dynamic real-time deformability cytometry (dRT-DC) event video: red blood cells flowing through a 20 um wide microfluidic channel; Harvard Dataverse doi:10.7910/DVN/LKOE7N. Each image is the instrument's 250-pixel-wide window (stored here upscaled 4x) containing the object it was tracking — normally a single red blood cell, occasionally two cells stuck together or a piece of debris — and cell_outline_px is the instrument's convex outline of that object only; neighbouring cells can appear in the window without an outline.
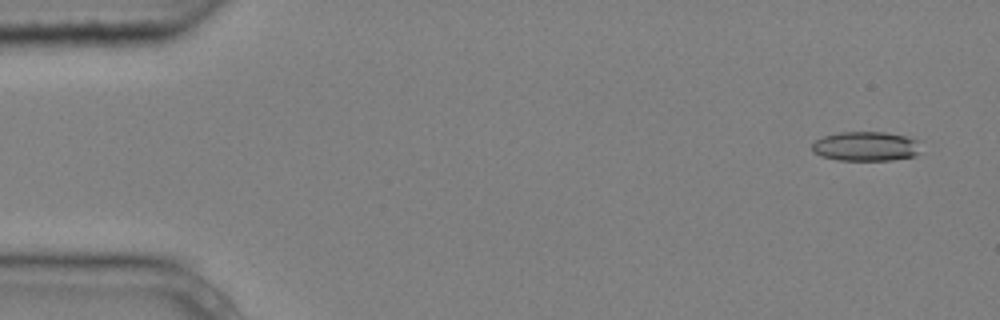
{"species": "common noctule bat (a hibernating species)", "species_latin": "Nyctalus noctula", "temperature_condition": "cold", "stored_images_in_passage": 7, "camera_frame_rate_fps": 3000, "um_per_image_px": 0.085, "animal": {"sex": "male", "body_mass_g": 20.4}, "frame": {"image": 1, "passage_image": 1, "time_ms": 0.0, "image_size_px": [1000, 320], "cell_outline_px": [[924, 152], [916, 156], [892, 160], [836, 160], [820, 156], [812, 152], [812, 144], [816, 140], [824, 136], [840, 132], [884, 132], [924, 140]], "centroid_in_image_um": [73.73, 12.44], "position_along_channel_um": 11.3, "area_um2": 19.36}}
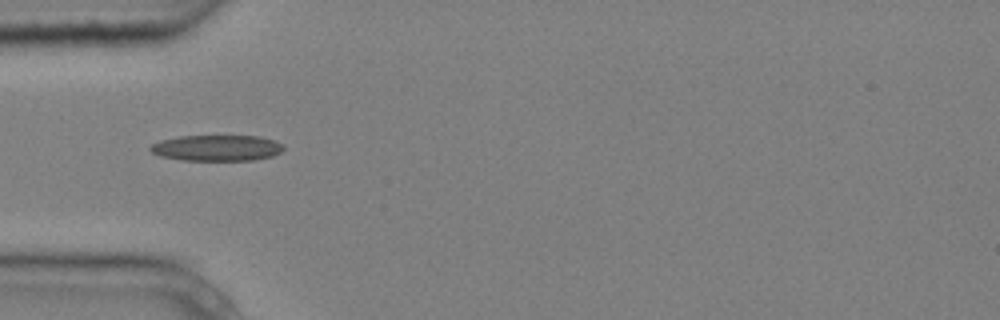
{"frame": {"image": 2, "passage_image": 5, "time_ms": 1.333, "image_size_px": [1000, 320], "cell_outline_px": [[284, 148], [280, 152], [272, 156], [252, 160], [184, 160], [160, 156], [152, 152], [148, 148], [152, 144], [160, 140], [180, 136], [260, 136], [284, 144]], "centroid_in_image_um": [18.42, 12.57], "position_along_channel_um": 66.6, "area_um2": 20.06}}
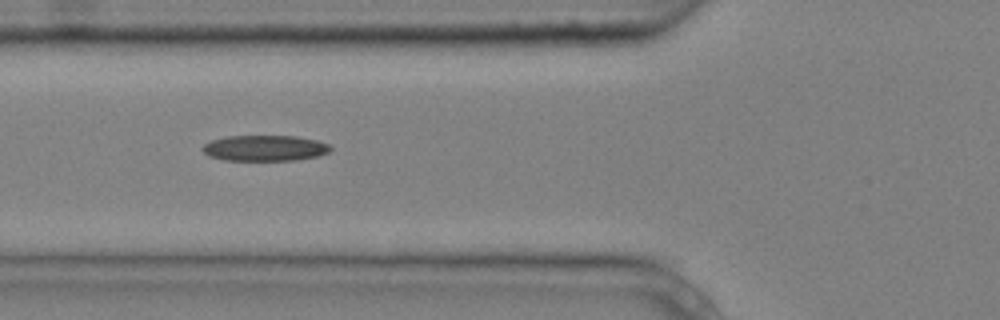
{"frame": {"image": 3, "passage_image": 6, "time_ms": 1.667, "image_size_px": [1000, 320], "cell_outline_px": [[332, 148], [328, 152], [320, 156], [296, 160], [224, 160], [208, 156], [200, 148], [204, 144], [212, 140], [228, 136], [296, 136], [316, 140], [328, 144]], "centroid_in_image_um": [22.5, 12.59], "position_along_channel_um": 103.3, "area_um2": 19.25}}